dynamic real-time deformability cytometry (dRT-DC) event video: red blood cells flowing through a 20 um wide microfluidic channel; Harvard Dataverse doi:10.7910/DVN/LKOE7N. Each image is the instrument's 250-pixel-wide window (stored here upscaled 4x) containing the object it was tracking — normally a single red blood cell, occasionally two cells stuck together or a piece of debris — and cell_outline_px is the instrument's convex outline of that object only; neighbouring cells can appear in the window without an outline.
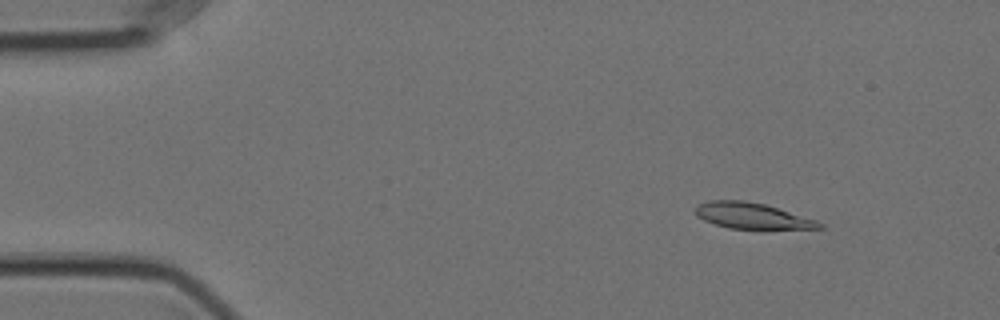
{"species": "Egyptian fruit bat (a non-hibernating species)", "species_latin": "Rousettus aegyptiacus", "temperature_condition": "cold", "stored_images_in_passage": 31, "camera_frame_rate_fps": 3000, "um_per_image_px": 0.085, "animal": {"sex": "female"}, "frame": {"image": 1, "passage_image": 3, "time_ms": 0.667, "image_size_px": [1000, 320], "cell_outline_px": [[824, 228], [764, 232], [760, 232], [728, 228], [704, 220], [696, 216], [696, 204], [712, 200], [744, 200], [764, 204], [816, 220], [824, 224]], "centroid_in_image_um": [64.0, 18.41], "position_along_channel_um": 21.0, "area_um2": 19.77}}
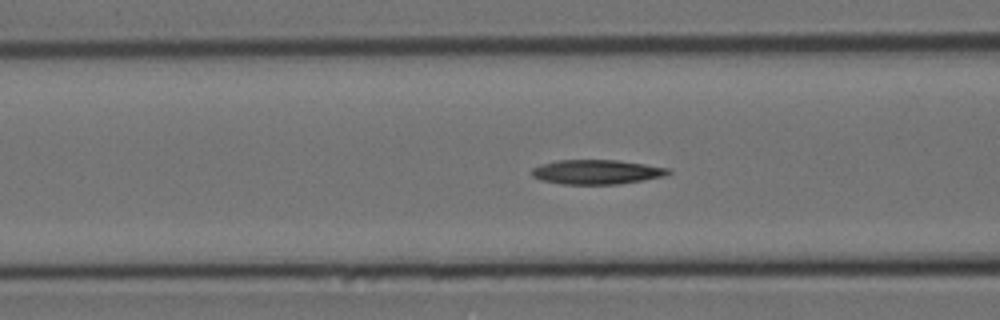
{"frame": {"image": 2, "passage_image": 18, "time_ms": 5.667, "image_size_px": [1000, 320], "cell_outline_px": [[672, 172], [664, 176], [644, 180], [620, 184], [560, 184], [540, 180], [532, 176], [532, 168], [540, 164], [556, 160], [616, 160], [644, 164], [668, 168]], "centroid_in_image_um": [50.69, 14.62], "position_along_channel_um": 115.9, "area_um2": 19.54}}
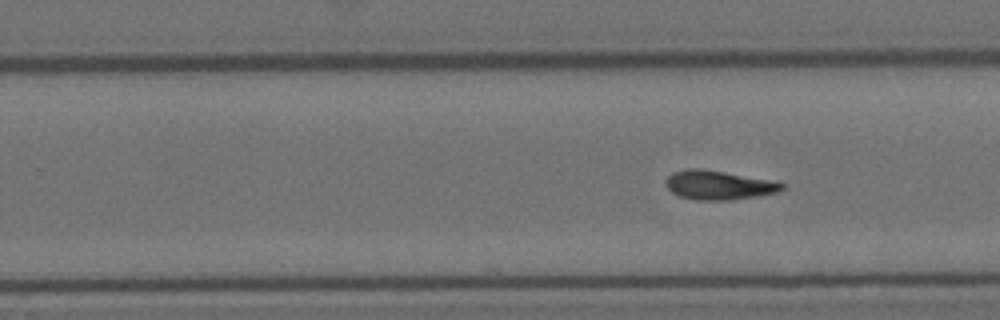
{"frame": {"image": 3, "passage_image": 31, "time_ms": 10.0, "image_size_px": [1000, 320], "cell_outline_px": [[784, 188], [776, 192], [756, 196], [732, 200], [696, 200], [680, 196], [672, 192], [664, 184], [664, 180], [672, 172], [688, 168], [700, 168], [776, 180], [784, 184]], "centroid_in_image_um": [61.07, 15.72], "position_along_channel_um": 268.7, "area_um2": 19.88}}